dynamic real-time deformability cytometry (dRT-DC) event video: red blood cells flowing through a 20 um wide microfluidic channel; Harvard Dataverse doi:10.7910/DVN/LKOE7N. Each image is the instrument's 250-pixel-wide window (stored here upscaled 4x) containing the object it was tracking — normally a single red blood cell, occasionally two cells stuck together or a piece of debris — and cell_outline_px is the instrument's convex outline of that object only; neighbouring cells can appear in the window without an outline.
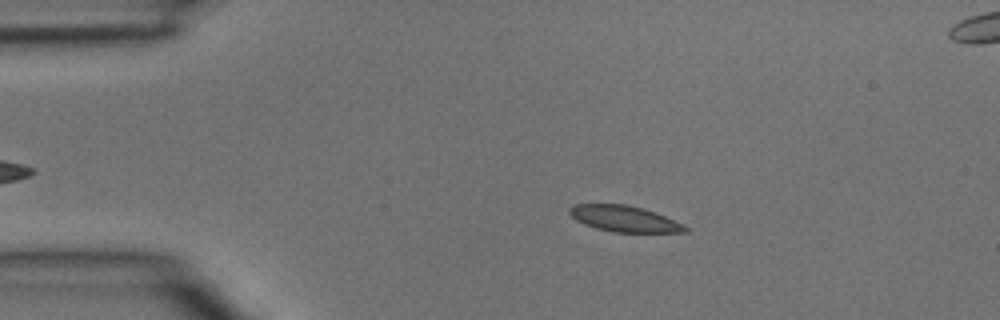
{"species": "common noctule bat (a hibernating species)", "species_latin": "Nyctalus noctula", "temperature_condition": "room temperature", "stored_images_in_passage": 4, "segment_of_instrument_passage": [1, 2], "camera_frame_rate_fps": 3000, "um_per_image_px": 0.085, "animal": {"sex": "male", "body_mass_g": 15.6}, "frame": {"image": 1, "passage_image": 2, "time_ms": 0.333, "image_size_px": [1000, 320], "cell_outline_px": [[692, 228], [688, 232], [612, 232], [596, 228], [584, 224], [576, 220], [568, 212], [568, 208], [572, 204], [628, 204], [644, 208], [656, 212], [684, 224]], "centroid_in_image_um": [53.1, 18.59], "position_along_channel_um": 31.9, "area_um2": 17.86}}